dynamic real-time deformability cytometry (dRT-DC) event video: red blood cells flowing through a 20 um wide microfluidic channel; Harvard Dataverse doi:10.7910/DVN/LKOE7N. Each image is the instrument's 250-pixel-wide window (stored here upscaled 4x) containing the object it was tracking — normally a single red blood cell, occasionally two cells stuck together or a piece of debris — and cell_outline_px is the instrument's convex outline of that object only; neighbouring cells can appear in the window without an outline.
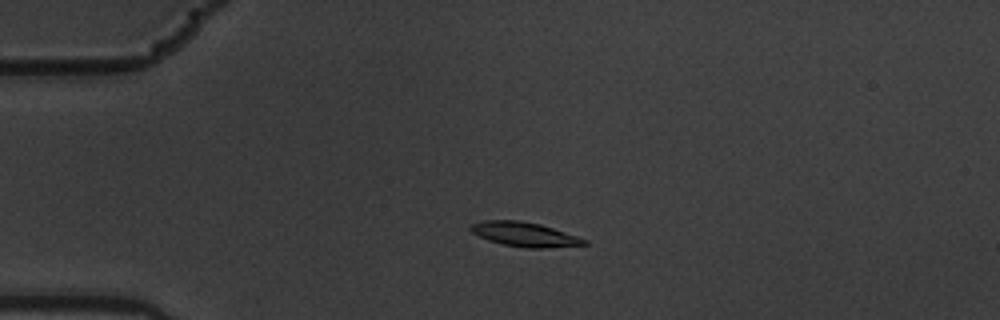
{"species": "common noctule bat (a hibernating species)", "species_latin": "Nyctalus noctula", "temperature_condition": "warm", "stored_images_in_passage": 5, "camera_frame_rate_fps": 3000, "um_per_image_px": 0.085, "animal": {"sex": "male", "body_mass_g": 19.5, "forearm_length_mm": 54.6}, "frame": {"image": 1, "passage_image": 4, "time_ms": 1.0, "image_size_px": [1000, 320], "cell_outline_px": [[588, 244], [548, 248], [524, 248], [504, 244], [488, 240], [472, 232], [468, 228], [472, 224], [484, 220], [516, 220], [540, 224], [588, 240]], "centroid_in_image_um": [44.58, 19.92], "position_along_channel_um": 40.4, "area_um2": 15.95}}